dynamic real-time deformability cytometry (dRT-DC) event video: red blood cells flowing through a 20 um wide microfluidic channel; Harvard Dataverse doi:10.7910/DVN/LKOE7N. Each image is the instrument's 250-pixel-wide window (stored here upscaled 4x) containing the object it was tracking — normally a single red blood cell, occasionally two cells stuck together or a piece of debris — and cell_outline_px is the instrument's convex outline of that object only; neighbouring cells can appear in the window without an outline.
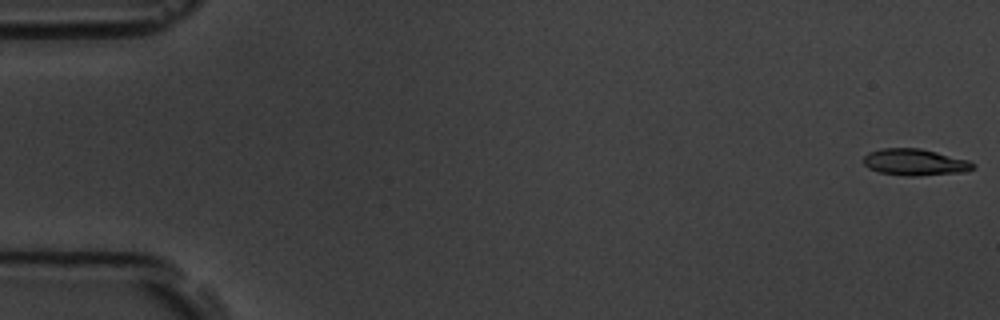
{"species": "common noctule bat (a hibernating species)", "species_latin": "Nyctalus noctula", "temperature_condition": "room temperature", "stored_images_in_passage": 6, "segment_of_instrument_passage": [1, 2], "camera_frame_rate_fps": 3000, "um_per_image_px": 0.085, "animal": {"sex": "male", "body_mass_g": 19.5, "forearm_length_mm": 54.6}, "frame": {"image": 1, "passage_image": 1, "time_ms": 0.0, "image_size_px": [1000, 320], "cell_outline_px": [[976, 168], [960, 172], [916, 176], [908, 176], [880, 172], [868, 168], [864, 164], [864, 156], [868, 152], [880, 148], [920, 148], [968, 160], [976, 164]], "centroid_in_image_um": [77.75, 13.78], "position_along_channel_um": 7.2, "area_um2": 16.88}}
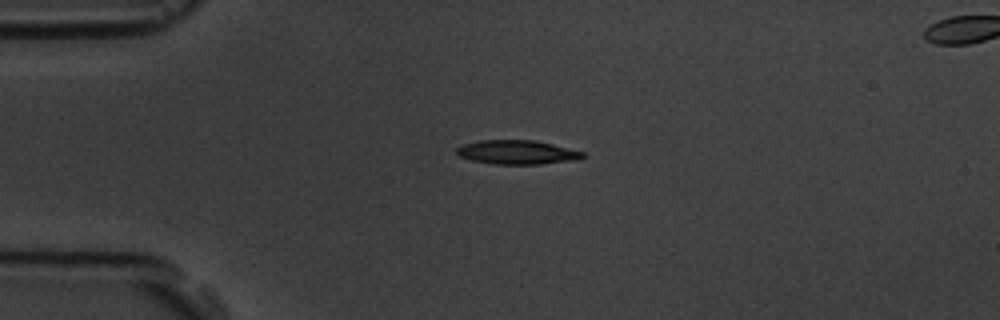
{"frame": {"image": 2, "passage_image": 4, "time_ms": 4.333, "image_size_px": [1000, 320], "cell_outline_px": [[584, 156], [576, 160], [540, 164], [492, 164], [472, 160], [456, 156], [456, 148], [464, 144], [480, 140], [536, 140], [584, 152]], "centroid_in_image_um": [43.91, 12.94], "position_along_channel_um": 41.1, "area_um2": 17.69}}